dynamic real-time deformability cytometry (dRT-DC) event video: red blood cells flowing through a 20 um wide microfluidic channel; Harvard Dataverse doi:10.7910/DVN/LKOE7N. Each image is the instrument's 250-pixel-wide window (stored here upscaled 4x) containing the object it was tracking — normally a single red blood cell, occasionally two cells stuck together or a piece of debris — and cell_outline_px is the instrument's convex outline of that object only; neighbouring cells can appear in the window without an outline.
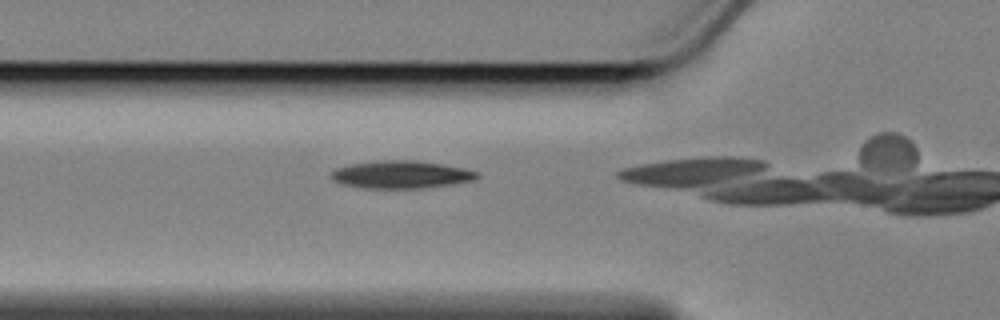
{"species": "Egyptian fruit bat (a non-hibernating species)", "species_latin": "Rousettus aegyptiacus", "temperature_condition": "cold", "stored_images_in_passage": 9, "camera_frame_rate_fps": 3000, "um_per_image_px": 0.085, "animal": {"sex": "female"}, "frame": {"image": 1, "passage_image": 6, "time_ms": 1.667, "image_size_px": [1000, 320], "cell_outline_px": [[480, 176], [472, 180], [452, 184], [420, 188], [364, 188], [340, 184], [332, 180], [328, 176], [328, 172], [336, 168], [352, 164], [380, 160], [412, 160], [440, 164], [464, 168], [480, 172]], "centroid_in_image_um": [34.03, 14.84], "position_along_channel_um": 91.8, "area_um2": 23.58}}